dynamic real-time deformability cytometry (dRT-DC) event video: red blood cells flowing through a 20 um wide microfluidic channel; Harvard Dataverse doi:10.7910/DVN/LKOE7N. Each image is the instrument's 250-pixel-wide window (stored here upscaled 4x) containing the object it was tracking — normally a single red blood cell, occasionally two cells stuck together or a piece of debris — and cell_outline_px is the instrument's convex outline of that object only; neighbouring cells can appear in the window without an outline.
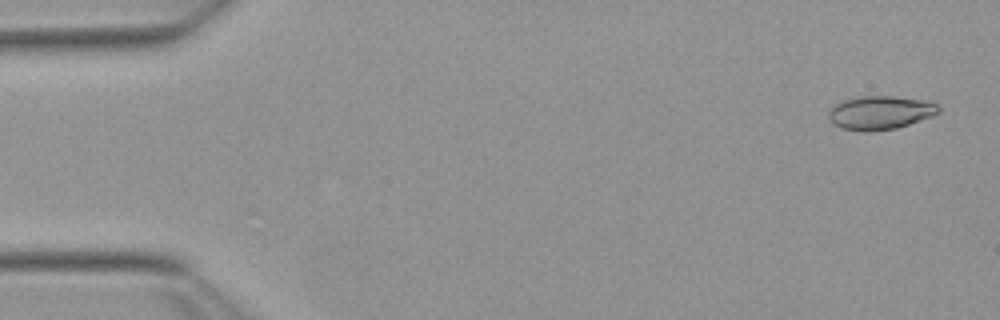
{"species": "Egyptian fruit bat (a non-hibernating species)", "species_latin": "Rousettus aegyptiacus", "temperature_condition": "warm", "stored_images_in_passage": 9, "camera_frame_rate_fps": 3000, "um_per_image_px": 0.085, "animal": {"sex": "female"}, "frame": {"image": 1, "passage_image": 1, "time_ms": 0.0, "image_size_px": [1000, 320], "cell_outline_px": [[940, 112], [932, 116], [896, 128], [868, 132], [840, 128], [832, 124], [828, 120], [828, 112], [832, 104], [844, 100], [860, 96], [896, 96], [920, 100], [936, 104], [940, 108]], "centroid_in_image_um": [74.74, 9.58], "position_along_channel_um": 10.3, "area_um2": 21.62}}